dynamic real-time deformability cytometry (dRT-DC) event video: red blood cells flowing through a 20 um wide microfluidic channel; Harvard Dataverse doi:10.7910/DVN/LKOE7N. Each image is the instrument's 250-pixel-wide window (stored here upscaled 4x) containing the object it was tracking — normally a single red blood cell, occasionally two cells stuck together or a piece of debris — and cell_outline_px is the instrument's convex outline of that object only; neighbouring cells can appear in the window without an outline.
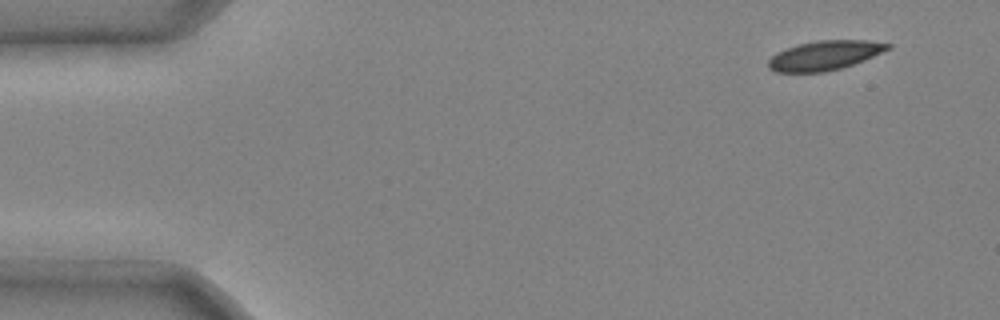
{"species": "common noctule bat (a hibernating species)", "species_latin": "Nyctalus noctula", "temperature_condition": "cold", "stored_images_in_passage": 5, "camera_frame_rate_fps": 3000, "um_per_image_px": 0.085, "animal": {"sex": "male", "body_mass_g": 20.4}, "frame": {"image": 1, "passage_image": 1, "time_ms": 0.0, "image_size_px": [1000, 320], "cell_outline_px": [[892, 48], [864, 60], [840, 68], [824, 72], [776, 72], [768, 68], [768, 60], [776, 52], [796, 44], [816, 40], [868, 40], [892, 44]], "centroid_in_image_um": [70.09, 4.7], "position_along_channel_um": 14.9, "area_um2": 20.58}}
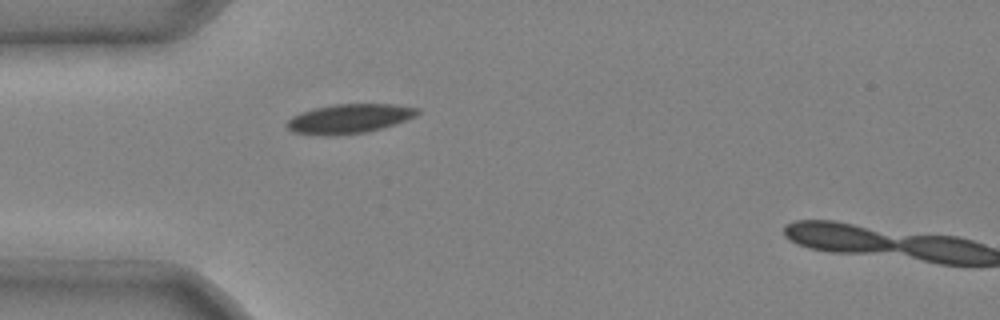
{"frame": {"image": 2, "passage_image": 4, "time_ms": 1.0, "image_size_px": [1000, 320], "cell_outline_px": [[420, 112], [416, 116], [396, 124], [368, 132], [336, 136], [320, 136], [292, 132], [284, 124], [292, 116], [300, 112], [316, 108], [336, 104], [396, 104], [420, 108]], "centroid_in_image_um": [29.69, 10.1], "position_along_channel_um": 55.3, "area_um2": 22.72}}